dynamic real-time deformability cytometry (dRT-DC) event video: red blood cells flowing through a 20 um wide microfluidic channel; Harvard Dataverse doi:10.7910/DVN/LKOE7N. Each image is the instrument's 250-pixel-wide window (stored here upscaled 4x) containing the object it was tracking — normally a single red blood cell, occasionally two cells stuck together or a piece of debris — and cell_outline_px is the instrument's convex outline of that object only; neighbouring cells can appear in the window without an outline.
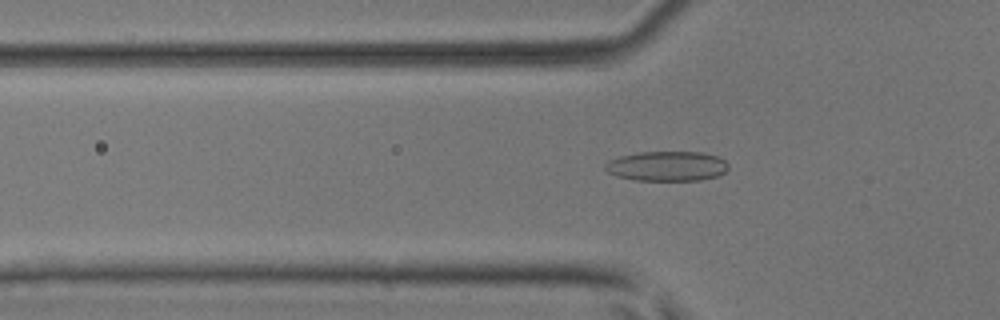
{"species": "common noctule bat (a hibernating species)", "species_latin": "Nyctalus noctula", "temperature_condition": "room temperature", "stored_images_in_passage": 50, "camera_frame_rate_fps": 3000, "um_per_image_px": 0.085, "animal": {"sex": "male", "body_mass_g": 17.9, "forearm_length_mm": 54.2}, "frame": {"image": 1, "passage_image": 17, "time_ms": 5.333, "image_size_px": [1000, 320], "cell_outline_px": [[728, 168], [724, 172], [716, 176], [700, 180], [636, 180], [616, 176], [608, 172], [604, 168], [604, 164], [608, 160], [620, 156], [640, 152], [700, 152], [716, 156], [724, 160], [728, 164]], "centroid_in_image_um": [56.66, 14.12], "position_along_channel_um": 69.1, "area_um2": 21.33}}
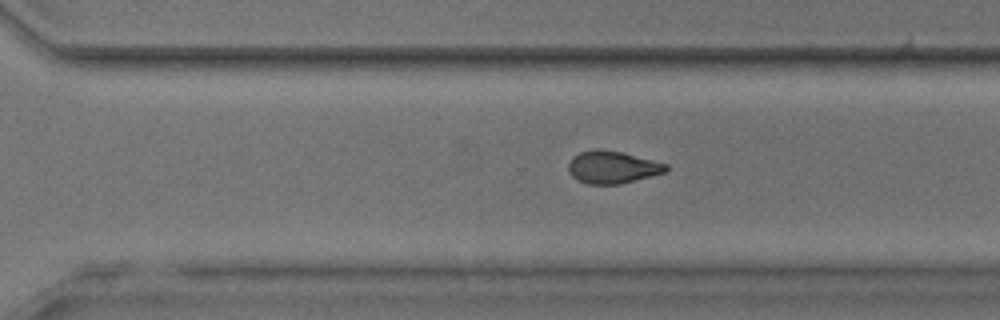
{"frame": {"image": 2, "passage_image": 35, "time_ms": 11.333, "image_size_px": [1000, 320], "cell_outline_px": [[668, 168], [664, 172], [652, 176], [620, 184], [588, 184], [576, 180], [568, 172], [568, 164], [572, 156], [580, 152], [596, 148], [600, 148], [620, 152], [668, 164]], "centroid_in_image_um": [52.0, 14.21], "position_along_channel_um": 318.6, "area_um2": 18.5}}
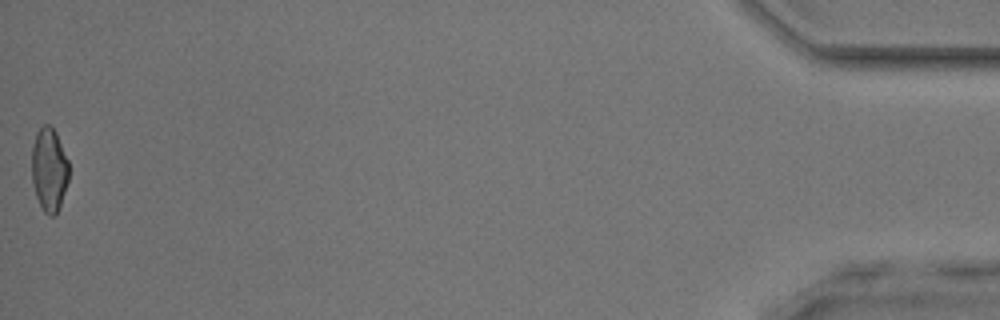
{"frame": {"image": 3, "passage_image": 50, "time_ms": 16.333, "image_size_px": [1000, 320], "cell_outline_px": [[68, 180], [56, 216], [48, 216], [44, 212], [36, 196], [32, 180], [32, 148], [36, 132], [44, 124], [48, 124], [56, 132], [68, 160]], "centroid_in_image_um": [4.17, 14.42], "position_along_channel_um": 431.0, "area_um2": 17.98}, "authors_computed_cell_mechanics": {"area_um2": 19.1318, "velocity_mm_per_s": 4.1706, "shape_relaxation_time_tau1_ms": null, "shape_relaxation_time_tau2_ms": 1.8894, "deformation_change_tau1": null, "deformation_change_tau2": 0.0765}}